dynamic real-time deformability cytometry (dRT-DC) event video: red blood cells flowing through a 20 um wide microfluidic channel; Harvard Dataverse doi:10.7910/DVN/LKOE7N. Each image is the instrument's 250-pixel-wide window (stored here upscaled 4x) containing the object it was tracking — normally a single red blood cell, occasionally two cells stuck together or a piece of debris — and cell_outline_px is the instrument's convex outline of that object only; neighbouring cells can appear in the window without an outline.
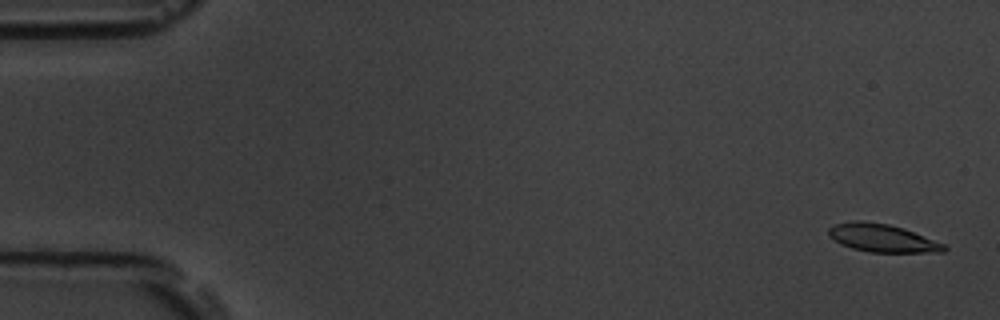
{"species": "common noctule bat (a hibernating species)", "species_latin": "Nyctalus noctula", "temperature_condition": "room temperature", "stored_images_in_passage": 55, "camera_frame_rate_fps": 3000, "um_per_image_px": 0.085, "animal": {"sex": "male", "body_mass_g": 19.5, "forearm_length_mm": 54.6}, "frame": {"image": 1, "passage_image": 2, "time_ms": 0.333, "image_size_px": [1000, 320], "cell_outline_px": [[948, 248], [944, 252], [868, 252], [852, 248], [840, 244], [828, 236], [828, 228], [836, 224], [852, 220], [860, 220], [888, 224], [904, 228], [944, 244]], "centroid_in_image_um": [74.96, 20.23], "position_along_channel_um": 10.0, "area_um2": 18.84}}
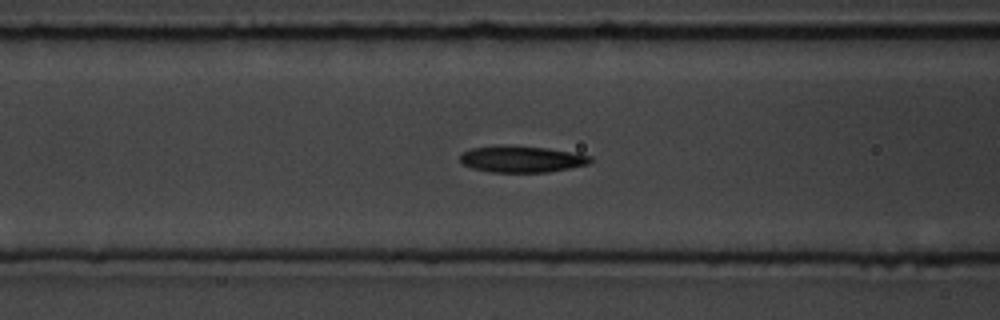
{"frame": {"image": 2, "passage_image": 22, "time_ms": 7.0, "image_size_px": [1000, 320], "cell_outline_px": [[592, 160], [588, 164], [548, 172], [488, 172], [472, 168], [464, 164], [460, 160], [460, 156], [464, 152], [472, 148], [500, 144], [544, 148], [576, 152], [592, 156]], "centroid_in_image_um": [44.34, 13.51], "position_along_channel_um": 122.3, "area_um2": 20.17}}
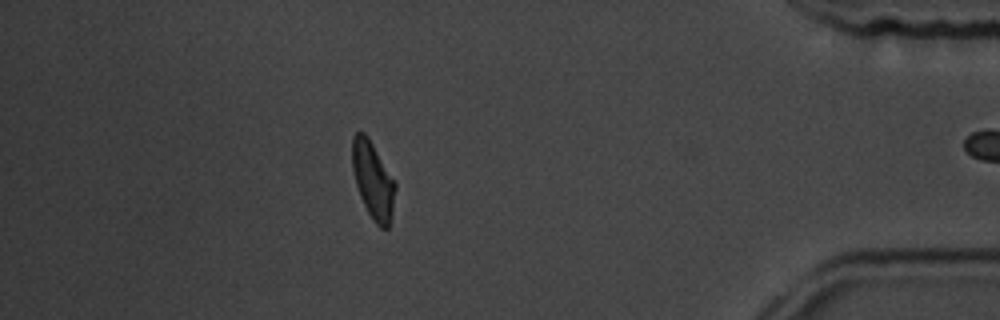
{"frame": {"image": 3, "passage_image": 48, "time_ms": 15.667, "image_size_px": [1000, 320], "cell_outline_px": [[396, 188], [392, 212], [388, 228], [380, 228], [372, 220], [360, 196], [356, 184], [352, 168], [352, 136], [356, 132], [364, 132], [368, 136], [396, 184]], "centroid_in_image_um": [31.69, 15.31], "position_along_channel_um": 403.5, "area_um2": 19.13}, "authors_computed_cell_mechanics": {"area_um2": 19.5364, "velocity_mm_per_s": 3.7617, "shape_relaxation_time_tau1_ms": 2.5828, "shape_relaxation_time_tau2_ms": 3.231, "deformation_change_tau1": 0.1244, "deformation_change_tau2": 0.1125}}